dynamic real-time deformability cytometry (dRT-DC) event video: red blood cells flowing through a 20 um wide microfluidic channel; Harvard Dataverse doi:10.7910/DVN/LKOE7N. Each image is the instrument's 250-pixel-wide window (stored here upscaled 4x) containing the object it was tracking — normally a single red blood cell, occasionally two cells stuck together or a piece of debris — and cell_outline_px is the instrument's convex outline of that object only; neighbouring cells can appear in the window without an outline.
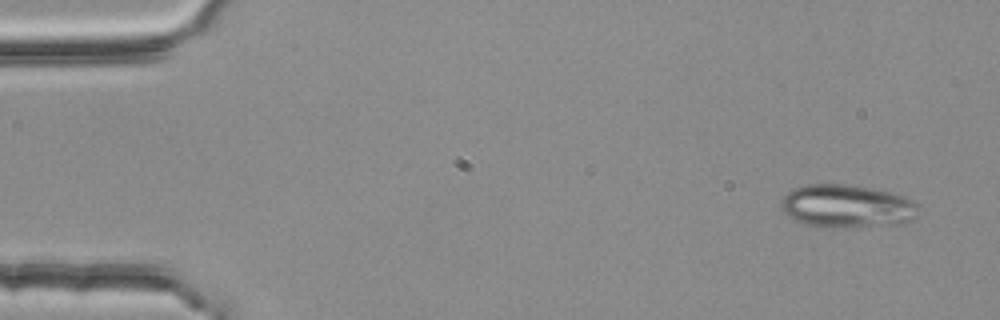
{"species": "common noctule bat (a hibernating species)", "species_latin": "Nyctalus noctula", "temperature_condition": "room temperature", "stored_images_in_passage": 4, "segment_of_instrument_passage": [1, 2], "camera_frame_rate_fps": 3000, "um_per_image_px": 0.085, "animal": {"sex": "female", "body_mass_g": 25.1}, "frame": {"image": 1, "passage_image": 1, "time_ms": 0.0, "image_size_px": [1000, 320], "cell_outline_px": [[916, 216], [912, 220], [904, 224], [836, 228], [824, 228], [804, 224], [788, 216], [784, 212], [780, 204], [784, 196], [788, 192], [804, 184], [848, 184], [872, 188], [892, 192], [908, 196], [916, 204]], "centroid_in_image_um": [72.0, 17.53], "position_along_channel_um": 13.0, "area_um2": 34.91}}